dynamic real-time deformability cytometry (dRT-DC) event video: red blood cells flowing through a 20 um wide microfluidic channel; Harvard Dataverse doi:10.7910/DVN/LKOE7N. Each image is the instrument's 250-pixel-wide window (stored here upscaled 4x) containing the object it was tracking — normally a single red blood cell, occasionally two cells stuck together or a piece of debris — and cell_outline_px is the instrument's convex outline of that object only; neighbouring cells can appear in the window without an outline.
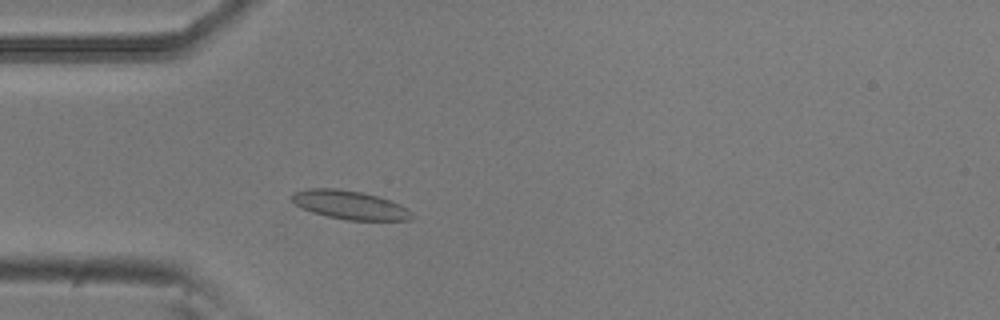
{"species": "common noctule bat (a hibernating species)", "species_latin": "Nyctalus noctula", "temperature_condition": "room temperature", "stored_images_in_passage": 48, "camera_frame_rate_fps": 3000, "um_per_image_px": 0.085, "animal": {"sex": "male", "body_mass_g": 20.5, "forearm_length_mm": 52.5}, "frame": {"image": 1, "passage_image": 10, "time_ms": 3.0, "image_size_px": [1000, 320], "cell_outline_px": [[412, 220], [348, 220], [328, 216], [312, 212], [296, 204], [288, 196], [292, 192], [308, 188], [336, 188], [360, 192], [376, 196], [400, 204], [408, 208], [412, 212]], "centroid_in_image_um": [29.71, 17.41], "position_along_channel_um": 55.3, "area_um2": 19.94}}
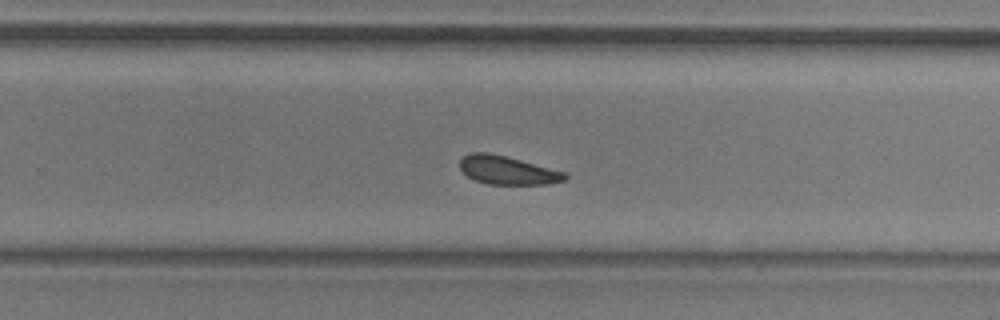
{"frame": {"image": 2, "passage_image": 29, "time_ms": 9.333, "image_size_px": [1000, 320], "cell_outline_px": [[568, 176], [564, 180], [548, 184], [488, 184], [476, 180], [468, 176], [460, 168], [460, 160], [464, 156], [472, 152], [488, 152], [568, 172]], "centroid_in_image_um": [43.16, 14.47], "position_along_channel_um": 286.6, "area_um2": 17.28}}
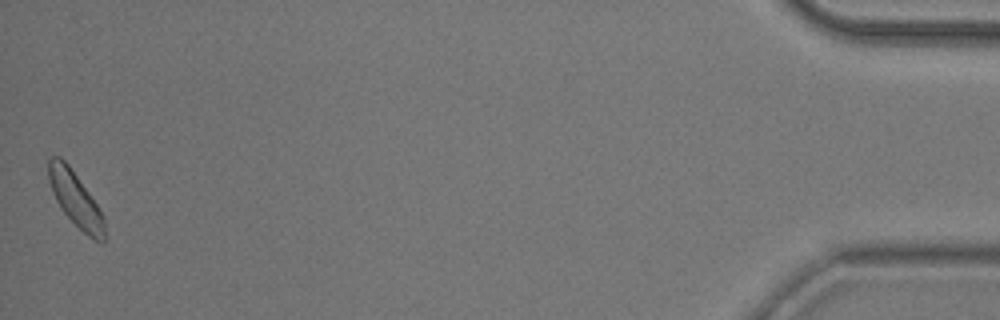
{"frame": {"image": 3, "passage_image": 48, "time_ms": 15.667, "image_size_px": [1000, 320], "cell_outline_px": [[104, 244], [100, 244], [88, 236], [60, 208], [52, 192], [48, 180], [48, 156], [60, 156], [68, 164], [88, 192], [104, 216]], "centroid_in_image_um": [6.39, 16.92], "position_along_channel_um": 428.8, "area_um2": 17.63}, "authors_computed_cell_mechanics": {"area_um2": 18.207, "velocity_mm_per_s": 3.7413, "shape_relaxation_time_tau1_ms": 3.5871, "shape_relaxation_time_tau2_ms": 9.2048, "deformation_change_tau1": 0.0773, "deformation_change_tau2": 0.1599}}